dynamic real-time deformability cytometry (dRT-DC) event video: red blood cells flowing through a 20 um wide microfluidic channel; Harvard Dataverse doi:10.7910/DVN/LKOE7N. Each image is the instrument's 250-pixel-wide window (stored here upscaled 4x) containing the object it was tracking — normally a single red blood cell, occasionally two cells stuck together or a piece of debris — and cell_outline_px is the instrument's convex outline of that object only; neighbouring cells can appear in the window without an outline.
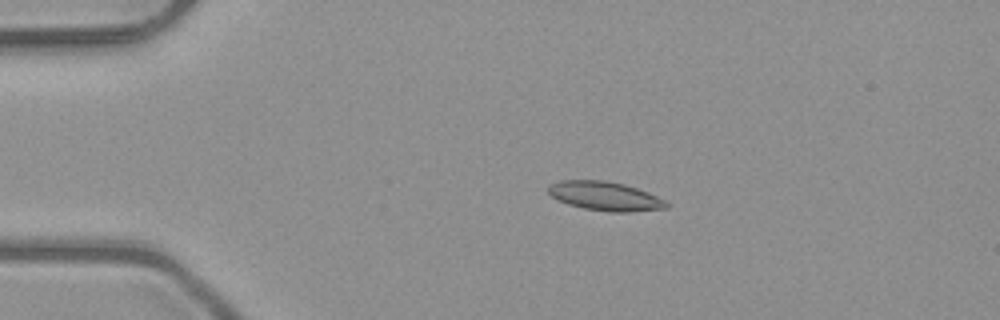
{"species": "common noctule bat (a hibernating species)", "species_latin": "Nyctalus noctula", "temperature_condition": "room temperature", "stored_images_in_passage": 5, "camera_frame_rate_fps": 3000, "um_per_image_px": 0.085, "animal": {"sex": "male", "body_mass_g": 23.1, "forearm_length_mm": 52.7}, "frame": {"image": 1, "passage_image": 3, "time_ms": 0.667, "image_size_px": [1000, 320], "cell_outline_px": [[668, 208], [628, 212], [612, 212], [584, 208], [568, 204], [552, 196], [548, 192], [548, 184], [560, 180], [604, 180], [624, 184], [648, 192], [664, 200], [668, 204]], "centroid_in_image_um": [51.42, 16.66], "position_along_channel_um": 33.6, "area_um2": 19.83}}
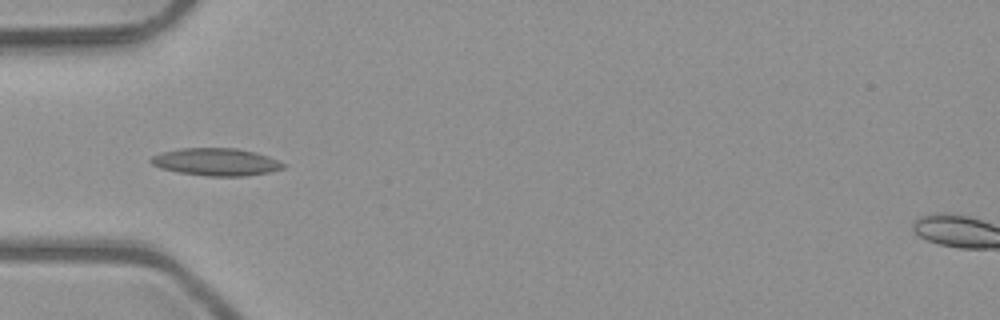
{"frame": {"image": 2, "passage_image": 5, "time_ms": 1.333, "image_size_px": [1000, 320], "cell_outline_px": [[284, 168], [268, 172], [244, 176], [208, 176], [180, 172], [160, 168], [152, 164], [148, 160], [152, 156], [160, 152], [180, 148], [236, 148], [256, 152], [268, 156], [284, 164]], "centroid_in_image_um": [18.33, 13.75], "position_along_channel_um": 66.7, "area_um2": 21.1}}